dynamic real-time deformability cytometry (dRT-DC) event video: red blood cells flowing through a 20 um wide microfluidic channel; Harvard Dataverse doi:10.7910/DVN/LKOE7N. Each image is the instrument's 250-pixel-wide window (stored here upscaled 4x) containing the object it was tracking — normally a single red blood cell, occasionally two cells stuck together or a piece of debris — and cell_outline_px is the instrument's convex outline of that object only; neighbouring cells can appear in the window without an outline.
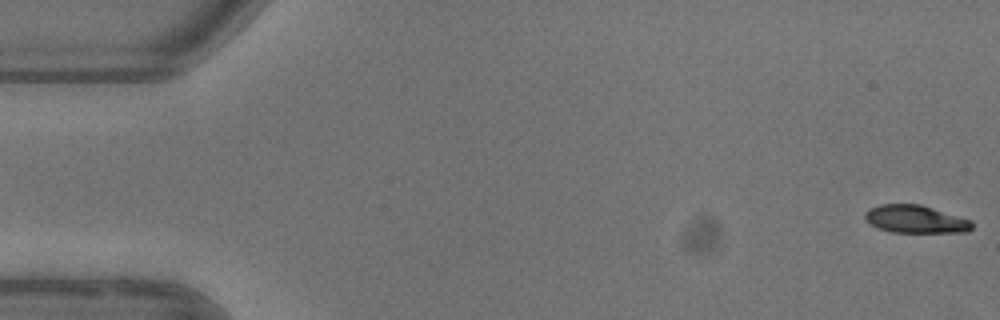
{"species": "common noctule bat (a hibernating species)", "species_latin": "Nyctalus noctula", "temperature_condition": "warm", "stored_images_in_passage": 5, "segment_of_instrument_passage": [1, 2], "camera_frame_rate_fps": 3000, "um_per_image_px": 0.085, "animal": {"sex": "female"}, "frame": {"image": 1, "passage_image": 1, "time_ms": 0.0, "image_size_px": [1000, 320], "cell_outline_px": [[972, 228], [968, 232], [892, 232], [876, 228], [864, 220], [864, 212], [868, 208], [880, 204], [920, 204], [972, 220]], "centroid_in_image_um": [77.77, 18.63], "position_along_channel_um": 7.2, "area_um2": 17.51}}
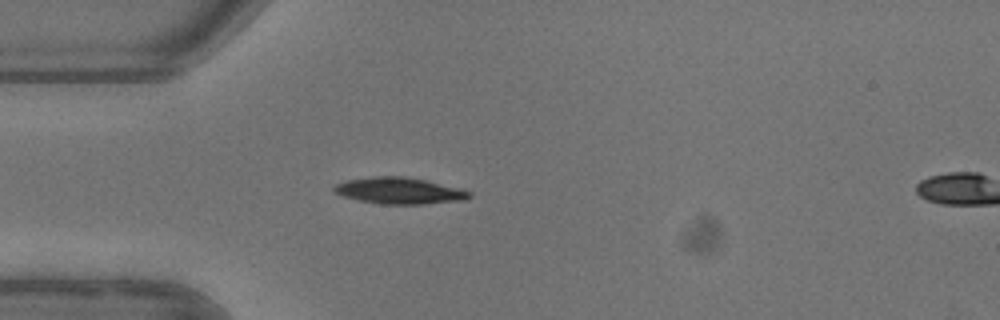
{"frame": {"image": 2, "passage_image": 4, "time_ms": 4.667, "image_size_px": [1000, 320], "cell_outline_px": [[472, 196], [468, 200], [424, 204], [380, 204], [360, 200], [344, 196], [336, 192], [332, 188], [336, 184], [348, 180], [372, 176], [404, 176], [464, 188], [472, 192]], "centroid_in_image_um": [34.04, 16.21], "position_along_channel_um": 51.0, "area_um2": 20.98}}